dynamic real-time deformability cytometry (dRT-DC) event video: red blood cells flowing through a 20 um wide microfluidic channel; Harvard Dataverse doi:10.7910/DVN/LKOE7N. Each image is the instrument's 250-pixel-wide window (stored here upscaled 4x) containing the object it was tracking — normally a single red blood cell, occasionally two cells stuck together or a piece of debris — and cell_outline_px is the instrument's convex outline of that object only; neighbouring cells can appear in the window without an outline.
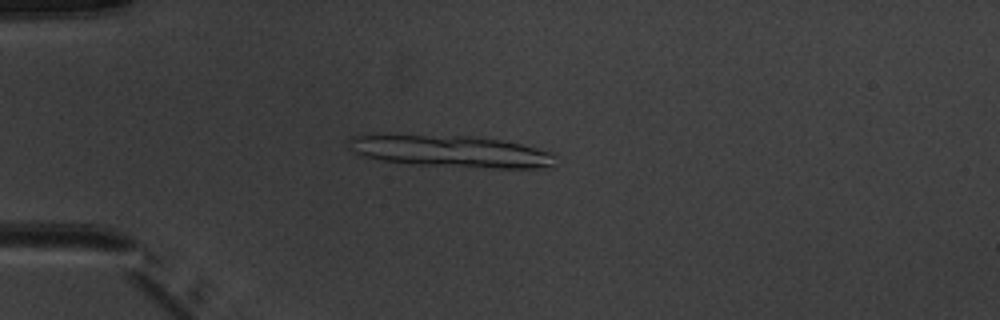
{"species": "common noctule bat (a hibernating species)", "species_latin": "Nyctalus noctula", "temperature_condition": "warm", "stored_images_in_passage": 5, "camera_frame_rate_fps": 3000, "um_per_image_px": 0.085, "animal": {"sex": "male", "body_mass_g": 20.1, "forearm_length_mm": 53.5}, "frame": {"image": 1, "passage_image": 4, "time_ms": 3.667, "image_size_px": [1000, 320], "cell_outline_px": [[552, 164], [544, 168], [492, 168], [416, 164], [380, 160], [360, 156], [348, 148], [348, 140], [352, 136], [468, 136], [500, 140], [520, 144], [552, 152]], "centroid_in_image_um": [38.3, 12.88], "position_along_channel_um": 46.7, "area_um2": 37.4}}